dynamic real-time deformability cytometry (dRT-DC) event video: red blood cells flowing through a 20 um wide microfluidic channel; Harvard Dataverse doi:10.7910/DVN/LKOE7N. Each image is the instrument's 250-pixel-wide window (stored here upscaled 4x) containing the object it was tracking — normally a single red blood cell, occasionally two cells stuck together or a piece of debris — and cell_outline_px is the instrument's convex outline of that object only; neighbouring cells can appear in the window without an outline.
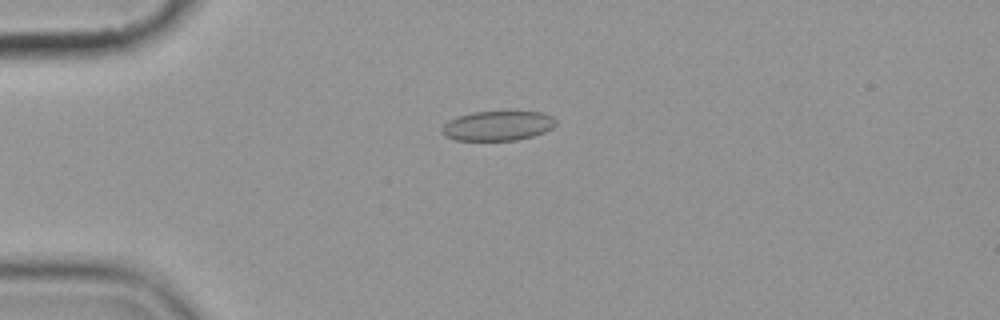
{"species": "common noctule bat (a hibernating species)", "species_latin": "Nyctalus noctula", "temperature_condition": "cold", "stored_images_in_passage": 3, "camera_frame_rate_fps": 3000, "um_per_image_px": 0.085, "animal": {"sex": "female", "body_mass_g": 19.9}, "frame": {"image": 1, "passage_image": 2, "time_ms": 1.333, "image_size_px": [1000, 320], "cell_outline_px": [[556, 124], [552, 128], [544, 132], [532, 136], [516, 140], [456, 140], [444, 136], [440, 132], [440, 128], [448, 120], [472, 112], [508, 108], [544, 112], [552, 116], [556, 120]], "centroid_in_image_um": [42.33, 10.63], "position_along_channel_um": 42.7, "area_um2": 20.75}}